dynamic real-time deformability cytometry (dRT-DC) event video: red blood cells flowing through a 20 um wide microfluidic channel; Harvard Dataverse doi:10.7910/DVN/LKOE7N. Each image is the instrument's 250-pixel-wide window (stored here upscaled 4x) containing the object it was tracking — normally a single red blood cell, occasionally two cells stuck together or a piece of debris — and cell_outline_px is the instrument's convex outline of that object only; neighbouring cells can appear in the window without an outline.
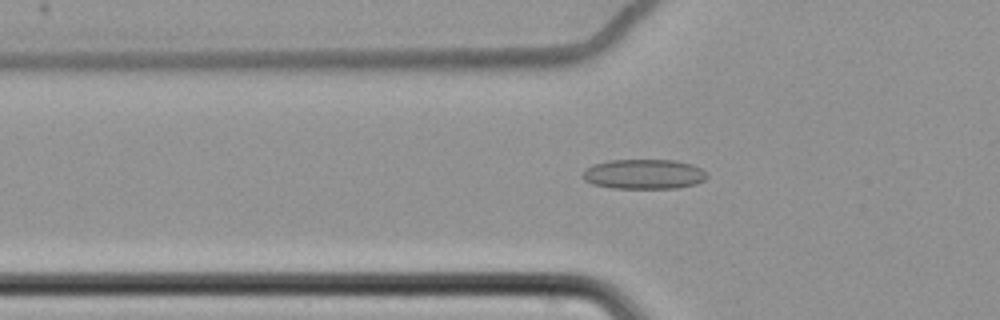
{"species": "common noctule bat (a hibernating species)", "species_latin": "Nyctalus noctula", "temperature_condition": "cold", "stored_images_in_passage": 63, "camera_frame_rate_fps": 3000, "um_per_image_px": 0.085, "animal": {"sex": "female", "body_mass_g": 22.7, "forearm_length_mm": 54.2}, "frame": {"image": 1, "passage_image": 24, "time_ms": 7.667, "image_size_px": [1000, 320], "cell_outline_px": [[708, 176], [704, 180], [696, 184], [676, 188], [612, 188], [592, 184], [584, 180], [580, 176], [592, 164], [608, 160], [676, 160], [692, 164], [700, 168]], "centroid_in_image_um": [54.71, 14.8], "position_along_channel_um": 71.1, "area_um2": 21.68}}
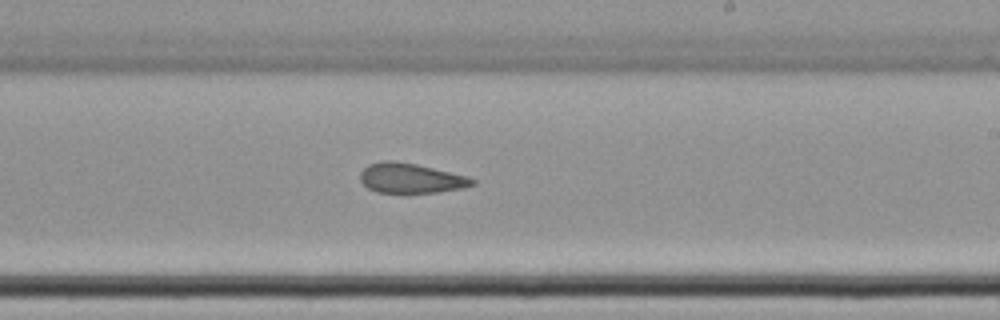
{"frame": {"image": 2, "passage_image": 40, "time_ms": 13.0, "image_size_px": [1000, 320], "cell_outline_px": [[476, 184], [464, 188], [440, 192], [376, 192], [368, 188], [360, 180], [360, 172], [368, 164], [384, 160], [396, 160], [416, 164], [468, 176], [476, 180]], "centroid_in_image_um": [34.93, 15.14], "position_along_channel_um": 254.1, "area_um2": 19.59}}
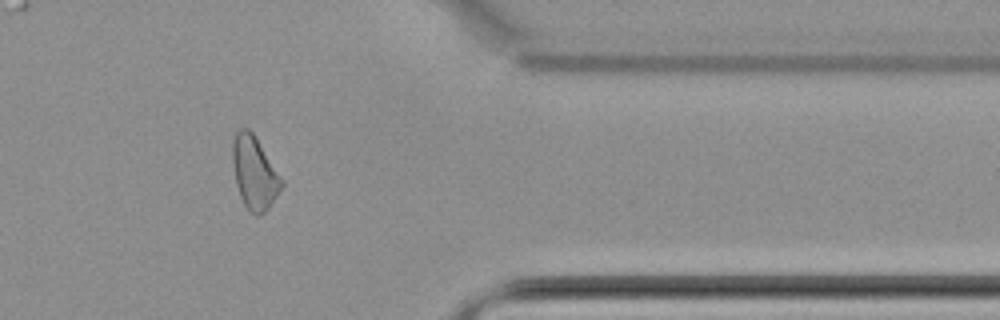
{"frame": {"image": 3, "passage_image": 53, "time_ms": 17.333, "image_size_px": [1000, 320], "cell_outline_px": [[284, 184], [268, 208], [264, 212], [256, 216], [248, 212], [240, 196], [236, 184], [232, 160], [232, 140], [236, 132], [240, 128], [248, 128], [252, 132], [284, 180]], "centroid_in_image_um": [21.61, 14.69], "position_along_channel_um": 389.8, "area_um2": 20.81}, "authors_computed_cell_mechanics": {"area_um2": 21.5016, "velocity_mm_per_s": 3.4739, "shape_relaxation_time_tau1_ms": null, "shape_relaxation_time_tau2_ms": 4.6735, "deformation_change_tau1": null, "deformation_change_tau2": 0.1037}}